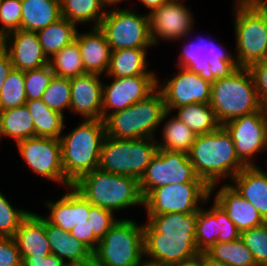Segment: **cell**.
Returning a JSON list of instances; mask_svg holds the SVG:
<instances>
[{"instance_id":"1","label":"cell","mask_w":267,"mask_h":266,"mask_svg":"<svg viewBox=\"0 0 267 266\" xmlns=\"http://www.w3.org/2000/svg\"><path fill=\"white\" fill-rule=\"evenodd\" d=\"M188 156L197 177L210 187V194L222 178L232 180L246 167L223 125L213 132L197 135Z\"/></svg>"},{"instance_id":"2","label":"cell","mask_w":267,"mask_h":266,"mask_svg":"<svg viewBox=\"0 0 267 266\" xmlns=\"http://www.w3.org/2000/svg\"><path fill=\"white\" fill-rule=\"evenodd\" d=\"M105 137L103 119H83L70 133L60 136L62 166L65 177L72 184L98 169Z\"/></svg>"},{"instance_id":"3","label":"cell","mask_w":267,"mask_h":266,"mask_svg":"<svg viewBox=\"0 0 267 266\" xmlns=\"http://www.w3.org/2000/svg\"><path fill=\"white\" fill-rule=\"evenodd\" d=\"M72 186L92 205L113 213L134 205L143 206L139 180L131 176L118 175L98 168L81 176Z\"/></svg>"},{"instance_id":"4","label":"cell","mask_w":267,"mask_h":266,"mask_svg":"<svg viewBox=\"0 0 267 266\" xmlns=\"http://www.w3.org/2000/svg\"><path fill=\"white\" fill-rule=\"evenodd\" d=\"M170 114L156 88L146 98L108 115L104 119L106 135L114 139L153 138L160 123Z\"/></svg>"},{"instance_id":"5","label":"cell","mask_w":267,"mask_h":266,"mask_svg":"<svg viewBox=\"0 0 267 266\" xmlns=\"http://www.w3.org/2000/svg\"><path fill=\"white\" fill-rule=\"evenodd\" d=\"M221 125L240 116L261 110L253 76L248 68L238 67L228 77L211 85L210 102Z\"/></svg>"},{"instance_id":"6","label":"cell","mask_w":267,"mask_h":266,"mask_svg":"<svg viewBox=\"0 0 267 266\" xmlns=\"http://www.w3.org/2000/svg\"><path fill=\"white\" fill-rule=\"evenodd\" d=\"M143 258V225L128 218L118 219L93 252L101 266H141Z\"/></svg>"},{"instance_id":"7","label":"cell","mask_w":267,"mask_h":266,"mask_svg":"<svg viewBox=\"0 0 267 266\" xmlns=\"http://www.w3.org/2000/svg\"><path fill=\"white\" fill-rule=\"evenodd\" d=\"M157 143L154 138L114 139L106 135L98 168L140 180L159 149Z\"/></svg>"},{"instance_id":"8","label":"cell","mask_w":267,"mask_h":266,"mask_svg":"<svg viewBox=\"0 0 267 266\" xmlns=\"http://www.w3.org/2000/svg\"><path fill=\"white\" fill-rule=\"evenodd\" d=\"M235 59L238 67L267 60V20L251 1H235Z\"/></svg>"},{"instance_id":"9","label":"cell","mask_w":267,"mask_h":266,"mask_svg":"<svg viewBox=\"0 0 267 266\" xmlns=\"http://www.w3.org/2000/svg\"><path fill=\"white\" fill-rule=\"evenodd\" d=\"M99 29L105 34L112 51L130 48H151L149 14H138L132 9H107Z\"/></svg>"},{"instance_id":"10","label":"cell","mask_w":267,"mask_h":266,"mask_svg":"<svg viewBox=\"0 0 267 266\" xmlns=\"http://www.w3.org/2000/svg\"><path fill=\"white\" fill-rule=\"evenodd\" d=\"M199 41L198 43H185L178 57L180 61H177V67L190 69L211 84L218 79L228 77L238 68L232 53L223 51L211 39L203 38Z\"/></svg>"},{"instance_id":"11","label":"cell","mask_w":267,"mask_h":266,"mask_svg":"<svg viewBox=\"0 0 267 266\" xmlns=\"http://www.w3.org/2000/svg\"><path fill=\"white\" fill-rule=\"evenodd\" d=\"M179 183L205 182L197 177L187 153L158 149L140 178L139 187L144 199L155 188Z\"/></svg>"},{"instance_id":"12","label":"cell","mask_w":267,"mask_h":266,"mask_svg":"<svg viewBox=\"0 0 267 266\" xmlns=\"http://www.w3.org/2000/svg\"><path fill=\"white\" fill-rule=\"evenodd\" d=\"M210 187L206 183L169 184L153 189L144 199L147 215L191 213L199 203L209 202Z\"/></svg>"},{"instance_id":"13","label":"cell","mask_w":267,"mask_h":266,"mask_svg":"<svg viewBox=\"0 0 267 266\" xmlns=\"http://www.w3.org/2000/svg\"><path fill=\"white\" fill-rule=\"evenodd\" d=\"M16 145L23 160L35 174L67 187L73 185L64 174L59 139L34 136Z\"/></svg>"},{"instance_id":"14","label":"cell","mask_w":267,"mask_h":266,"mask_svg":"<svg viewBox=\"0 0 267 266\" xmlns=\"http://www.w3.org/2000/svg\"><path fill=\"white\" fill-rule=\"evenodd\" d=\"M143 243L145 261L153 264L170 266L200 257L195 236H164L147 222L143 224Z\"/></svg>"},{"instance_id":"15","label":"cell","mask_w":267,"mask_h":266,"mask_svg":"<svg viewBox=\"0 0 267 266\" xmlns=\"http://www.w3.org/2000/svg\"><path fill=\"white\" fill-rule=\"evenodd\" d=\"M223 126L232 136L239 159L246 166H256L251 158L267 149L266 110L234 118Z\"/></svg>"},{"instance_id":"16","label":"cell","mask_w":267,"mask_h":266,"mask_svg":"<svg viewBox=\"0 0 267 266\" xmlns=\"http://www.w3.org/2000/svg\"><path fill=\"white\" fill-rule=\"evenodd\" d=\"M178 68L179 72L174 73L170 79L166 78L160 87L157 80V88L162 93L165 109L173 113L175 108L188 104L209 103L212 84L190 69Z\"/></svg>"},{"instance_id":"17","label":"cell","mask_w":267,"mask_h":266,"mask_svg":"<svg viewBox=\"0 0 267 266\" xmlns=\"http://www.w3.org/2000/svg\"><path fill=\"white\" fill-rule=\"evenodd\" d=\"M111 84H103L102 119L146 98L157 88L156 76L110 77ZM112 112H111V111Z\"/></svg>"},{"instance_id":"18","label":"cell","mask_w":267,"mask_h":266,"mask_svg":"<svg viewBox=\"0 0 267 266\" xmlns=\"http://www.w3.org/2000/svg\"><path fill=\"white\" fill-rule=\"evenodd\" d=\"M182 2L183 0H170L148 13L154 46L160 42L159 38L177 41L188 37L192 32L194 15Z\"/></svg>"},{"instance_id":"19","label":"cell","mask_w":267,"mask_h":266,"mask_svg":"<svg viewBox=\"0 0 267 266\" xmlns=\"http://www.w3.org/2000/svg\"><path fill=\"white\" fill-rule=\"evenodd\" d=\"M0 45L9 54L14 69L25 72L49 64L36 32H10L0 39Z\"/></svg>"},{"instance_id":"20","label":"cell","mask_w":267,"mask_h":266,"mask_svg":"<svg viewBox=\"0 0 267 266\" xmlns=\"http://www.w3.org/2000/svg\"><path fill=\"white\" fill-rule=\"evenodd\" d=\"M98 74L70 78V110L84 119H102L103 83Z\"/></svg>"},{"instance_id":"21","label":"cell","mask_w":267,"mask_h":266,"mask_svg":"<svg viewBox=\"0 0 267 266\" xmlns=\"http://www.w3.org/2000/svg\"><path fill=\"white\" fill-rule=\"evenodd\" d=\"M66 192L57 201H47L49 214L44 218L66 232L71 231L75 224L88 220L90 213V202L80 194L73 186L66 187Z\"/></svg>"},{"instance_id":"22","label":"cell","mask_w":267,"mask_h":266,"mask_svg":"<svg viewBox=\"0 0 267 266\" xmlns=\"http://www.w3.org/2000/svg\"><path fill=\"white\" fill-rule=\"evenodd\" d=\"M214 196L240 233L266 222L257 209L229 184L222 185Z\"/></svg>"},{"instance_id":"23","label":"cell","mask_w":267,"mask_h":266,"mask_svg":"<svg viewBox=\"0 0 267 266\" xmlns=\"http://www.w3.org/2000/svg\"><path fill=\"white\" fill-rule=\"evenodd\" d=\"M90 30L78 32L75 39L79 45L84 70L89 74H106L112 50L99 27H92Z\"/></svg>"},{"instance_id":"24","label":"cell","mask_w":267,"mask_h":266,"mask_svg":"<svg viewBox=\"0 0 267 266\" xmlns=\"http://www.w3.org/2000/svg\"><path fill=\"white\" fill-rule=\"evenodd\" d=\"M230 181L229 185L249 201L267 222V172L258 165L246 166Z\"/></svg>"},{"instance_id":"25","label":"cell","mask_w":267,"mask_h":266,"mask_svg":"<svg viewBox=\"0 0 267 266\" xmlns=\"http://www.w3.org/2000/svg\"><path fill=\"white\" fill-rule=\"evenodd\" d=\"M13 238L21 256L41 257L51 254L43 215L30 212L22 220Z\"/></svg>"},{"instance_id":"26","label":"cell","mask_w":267,"mask_h":266,"mask_svg":"<svg viewBox=\"0 0 267 266\" xmlns=\"http://www.w3.org/2000/svg\"><path fill=\"white\" fill-rule=\"evenodd\" d=\"M45 232L49 241L51 254L56 255L67 264L84 263L93 260V252L69 232L50 224L45 219Z\"/></svg>"},{"instance_id":"27","label":"cell","mask_w":267,"mask_h":266,"mask_svg":"<svg viewBox=\"0 0 267 266\" xmlns=\"http://www.w3.org/2000/svg\"><path fill=\"white\" fill-rule=\"evenodd\" d=\"M147 48H130L111 51L110 63L106 76H155L147 69Z\"/></svg>"},{"instance_id":"28","label":"cell","mask_w":267,"mask_h":266,"mask_svg":"<svg viewBox=\"0 0 267 266\" xmlns=\"http://www.w3.org/2000/svg\"><path fill=\"white\" fill-rule=\"evenodd\" d=\"M21 30L37 32L62 17L60 0H21Z\"/></svg>"},{"instance_id":"29","label":"cell","mask_w":267,"mask_h":266,"mask_svg":"<svg viewBox=\"0 0 267 266\" xmlns=\"http://www.w3.org/2000/svg\"><path fill=\"white\" fill-rule=\"evenodd\" d=\"M76 25L77 24L70 22L66 18L61 17L56 22L36 32L42 51L48 60L65 46L75 41L78 33Z\"/></svg>"},{"instance_id":"30","label":"cell","mask_w":267,"mask_h":266,"mask_svg":"<svg viewBox=\"0 0 267 266\" xmlns=\"http://www.w3.org/2000/svg\"><path fill=\"white\" fill-rule=\"evenodd\" d=\"M34 122V136L60 139L65 127L63 114L49 108L42 99L26 101Z\"/></svg>"},{"instance_id":"31","label":"cell","mask_w":267,"mask_h":266,"mask_svg":"<svg viewBox=\"0 0 267 266\" xmlns=\"http://www.w3.org/2000/svg\"><path fill=\"white\" fill-rule=\"evenodd\" d=\"M200 208L191 213H163L147 215V223L164 236H195Z\"/></svg>"},{"instance_id":"32","label":"cell","mask_w":267,"mask_h":266,"mask_svg":"<svg viewBox=\"0 0 267 266\" xmlns=\"http://www.w3.org/2000/svg\"><path fill=\"white\" fill-rule=\"evenodd\" d=\"M2 136L11 137L16 143L34 137V122L26 104L0 111V138Z\"/></svg>"},{"instance_id":"33","label":"cell","mask_w":267,"mask_h":266,"mask_svg":"<svg viewBox=\"0 0 267 266\" xmlns=\"http://www.w3.org/2000/svg\"><path fill=\"white\" fill-rule=\"evenodd\" d=\"M174 110H178L175 116L196 135L213 132L221 126L209 103L188 104Z\"/></svg>"},{"instance_id":"34","label":"cell","mask_w":267,"mask_h":266,"mask_svg":"<svg viewBox=\"0 0 267 266\" xmlns=\"http://www.w3.org/2000/svg\"><path fill=\"white\" fill-rule=\"evenodd\" d=\"M204 254L229 266H256L252 253L240 237L230 242L217 241Z\"/></svg>"},{"instance_id":"35","label":"cell","mask_w":267,"mask_h":266,"mask_svg":"<svg viewBox=\"0 0 267 266\" xmlns=\"http://www.w3.org/2000/svg\"><path fill=\"white\" fill-rule=\"evenodd\" d=\"M61 14L75 24L93 22L98 27L107 10L100 0H60Z\"/></svg>"},{"instance_id":"36","label":"cell","mask_w":267,"mask_h":266,"mask_svg":"<svg viewBox=\"0 0 267 266\" xmlns=\"http://www.w3.org/2000/svg\"><path fill=\"white\" fill-rule=\"evenodd\" d=\"M163 142L157 141L159 149L189 153L195 141L196 134L175 115L163 125Z\"/></svg>"},{"instance_id":"37","label":"cell","mask_w":267,"mask_h":266,"mask_svg":"<svg viewBox=\"0 0 267 266\" xmlns=\"http://www.w3.org/2000/svg\"><path fill=\"white\" fill-rule=\"evenodd\" d=\"M54 76L73 78L86 74L82 63L79 45L76 41L65 46L49 59Z\"/></svg>"},{"instance_id":"38","label":"cell","mask_w":267,"mask_h":266,"mask_svg":"<svg viewBox=\"0 0 267 266\" xmlns=\"http://www.w3.org/2000/svg\"><path fill=\"white\" fill-rule=\"evenodd\" d=\"M200 207L195 229V241L200 254L214 245L219 237V227L216 221V201L208 210Z\"/></svg>"},{"instance_id":"39","label":"cell","mask_w":267,"mask_h":266,"mask_svg":"<svg viewBox=\"0 0 267 266\" xmlns=\"http://www.w3.org/2000/svg\"><path fill=\"white\" fill-rule=\"evenodd\" d=\"M0 91V111L25 105L26 91L24 71L12 69Z\"/></svg>"},{"instance_id":"40","label":"cell","mask_w":267,"mask_h":266,"mask_svg":"<svg viewBox=\"0 0 267 266\" xmlns=\"http://www.w3.org/2000/svg\"><path fill=\"white\" fill-rule=\"evenodd\" d=\"M41 99L49 108L64 115V110L70 109V78L53 76Z\"/></svg>"},{"instance_id":"41","label":"cell","mask_w":267,"mask_h":266,"mask_svg":"<svg viewBox=\"0 0 267 266\" xmlns=\"http://www.w3.org/2000/svg\"><path fill=\"white\" fill-rule=\"evenodd\" d=\"M240 238L252 253L256 266H267V222L241 232Z\"/></svg>"},{"instance_id":"42","label":"cell","mask_w":267,"mask_h":266,"mask_svg":"<svg viewBox=\"0 0 267 266\" xmlns=\"http://www.w3.org/2000/svg\"><path fill=\"white\" fill-rule=\"evenodd\" d=\"M24 209L14 208L0 192V237H14L22 220L29 214Z\"/></svg>"},{"instance_id":"43","label":"cell","mask_w":267,"mask_h":266,"mask_svg":"<svg viewBox=\"0 0 267 266\" xmlns=\"http://www.w3.org/2000/svg\"><path fill=\"white\" fill-rule=\"evenodd\" d=\"M53 76L54 72L49 64L37 69L25 71L24 78L27 101L41 99Z\"/></svg>"},{"instance_id":"44","label":"cell","mask_w":267,"mask_h":266,"mask_svg":"<svg viewBox=\"0 0 267 266\" xmlns=\"http://www.w3.org/2000/svg\"><path fill=\"white\" fill-rule=\"evenodd\" d=\"M21 0L0 1V39L6 34L21 29Z\"/></svg>"},{"instance_id":"45","label":"cell","mask_w":267,"mask_h":266,"mask_svg":"<svg viewBox=\"0 0 267 266\" xmlns=\"http://www.w3.org/2000/svg\"><path fill=\"white\" fill-rule=\"evenodd\" d=\"M90 225L94 232V236L100 241L110 230L111 226L118 220L114 217V213L108 209L92 205L90 203Z\"/></svg>"},{"instance_id":"46","label":"cell","mask_w":267,"mask_h":266,"mask_svg":"<svg viewBox=\"0 0 267 266\" xmlns=\"http://www.w3.org/2000/svg\"><path fill=\"white\" fill-rule=\"evenodd\" d=\"M253 76L261 106L267 107V60L252 64L248 68Z\"/></svg>"},{"instance_id":"47","label":"cell","mask_w":267,"mask_h":266,"mask_svg":"<svg viewBox=\"0 0 267 266\" xmlns=\"http://www.w3.org/2000/svg\"><path fill=\"white\" fill-rule=\"evenodd\" d=\"M216 221L219 227V237L217 241L230 242L237 240L240 237V232L237 227L229 219L227 213L222 207L216 202Z\"/></svg>"},{"instance_id":"48","label":"cell","mask_w":267,"mask_h":266,"mask_svg":"<svg viewBox=\"0 0 267 266\" xmlns=\"http://www.w3.org/2000/svg\"><path fill=\"white\" fill-rule=\"evenodd\" d=\"M0 266H22V258L12 237H0Z\"/></svg>"},{"instance_id":"49","label":"cell","mask_w":267,"mask_h":266,"mask_svg":"<svg viewBox=\"0 0 267 266\" xmlns=\"http://www.w3.org/2000/svg\"><path fill=\"white\" fill-rule=\"evenodd\" d=\"M70 234L84 243L92 252L97 248L99 240L94 236V232L90 225V218L85 222L75 224L71 229Z\"/></svg>"},{"instance_id":"50","label":"cell","mask_w":267,"mask_h":266,"mask_svg":"<svg viewBox=\"0 0 267 266\" xmlns=\"http://www.w3.org/2000/svg\"><path fill=\"white\" fill-rule=\"evenodd\" d=\"M22 266H66L62 259L56 255L50 254L47 256H21Z\"/></svg>"},{"instance_id":"51","label":"cell","mask_w":267,"mask_h":266,"mask_svg":"<svg viewBox=\"0 0 267 266\" xmlns=\"http://www.w3.org/2000/svg\"><path fill=\"white\" fill-rule=\"evenodd\" d=\"M9 54L0 45V91L4 86V81L13 69Z\"/></svg>"},{"instance_id":"52","label":"cell","mask_w":267,"mask_h":266,"mask_svg":"<svg viewBox=\"0 0 267 266\" xmlns=\"http://www.w3.org/2000/svg\"><path fill=\"white\" fill-rule=\"evenodd\" d=\"M168 1L170 0H140L147 8L151 9L149 13Z\"/></svg>"},{"instance_id":"53","label":"cell","mask_w":267,"mask_h":266,"mask_svg":"<svg viewBox=\"0 0 267 266\" xmlns=\"http://www.w3.org/2000/svg\"><path fill=\"white\" fill-rule=\"evenodd\" d=\"M201 266H229L209 259L204 253L201 254Z\"/></svg>"},{"instance_id":"54","label":"cell","mask_w":267,"mask_h":266,"mask_svg":"<svg viewBox=\"0 0 267 266\" xmlns=\"http://www.w3.org/2000/svg\"><path fill=\"white\" fill-rule=\"evenodd\" d=\"M251 2L262 12L267 20V0H252Z\"/></svg>"},{"instance_id":"55","label":"cell","mask_w":267,"mask_h":266,"mask_svg":"<svg viewBox=\"0 0 267 266\" xmlns=\"http://www.w3.org/2000/svg\"><path fill=\"white\" fill-rule=\"evenodd\" d=\"M170 266H201V254L199 258H196L194 260L184 262V263H179V264H173Z\"/></svg>"},{"instance_id":"56","label":"cell","mask_w":267,"mask_h":266,"mask_svg":"<svg viewBox=\"0 0 267 266\" xmlns=\"http://www.w3.org/2000/svg\"><path fill=\"white\" fill-rule=\"evenodd\" d=\"M101 1V3H102V5L105 7H110V6H114L115 4H119L120 2H123V1H125V0H100Z\"/></svg>"},{"instance_id":"57","label":"cell","mask_w":267,"mask_h":266,"mask_svg":"<svg viewBox=\"0 0 267 266\" xmlns=\"http://www.w3.org/2000/svg\"><path fill=\"white\" fill-rule=\"evenodd\" d=\"M85 266H101V265L92 260L90 262H85Z\"/></svg>"},{"instance_id":"58","label":"cell","mask_w":267,"mask_h":266,"mask_svg":"<svg viewBox=\"0 0 267 266\" xmlns=\"http://www.w3.org/2000/svg\"><path fill=\"white\" fill-rule=\"evenodd\" d=\"M141 266H163V265L153 264L144 260Z\"/></svg>"},{"instance_id":"59","label":"cell","mask_w":267,"mask_h":266,"mask_svg":"<svg viewBox=\"0 0 267 266\" xmlns=\"http://www.w3.org/2000/svg\"><path fill=\"white\" fill-rule=\"evenodd\" d=\"M66 266H85V262L84 263L66 264Z\"/></svg>"},{"instance_id":"60","label":"cell","mask_w":267,"mask_h":266,"mask_svg":"<svg viewBox=\"0 0 267 266\" xmlns=\"http://www.w3.org/2000/svg\"><path fill=\"white\" fill-rule=\"evenodd\" d=\"M236 1H252V0H236Z\"/></svg>"}]
</instances>
